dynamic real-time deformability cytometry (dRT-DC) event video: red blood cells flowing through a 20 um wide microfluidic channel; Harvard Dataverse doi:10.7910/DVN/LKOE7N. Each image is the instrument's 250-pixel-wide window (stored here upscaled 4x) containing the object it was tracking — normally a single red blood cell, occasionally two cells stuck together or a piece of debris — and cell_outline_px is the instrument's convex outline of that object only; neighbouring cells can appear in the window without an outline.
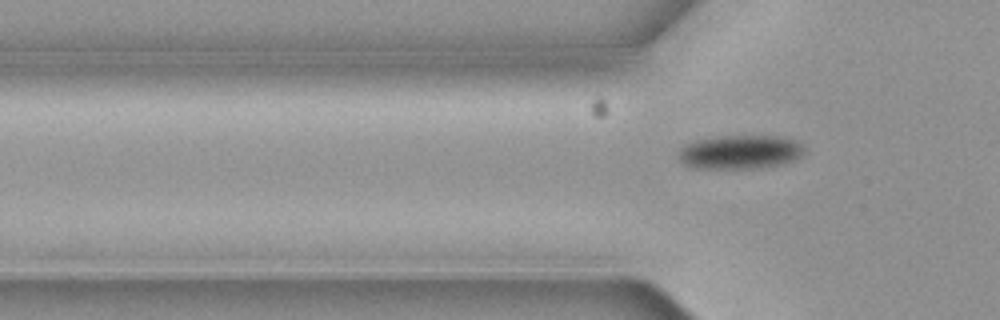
{"species": "common noctule bat (a hibernating species)", "species_latin": "Nyctalus noctula", "temperature_condition": "cold", "stored_images_in_passage": 4, "camera_frame_rate_fps": 3000, "um_per_image_px": 0.085, "animal": {"sex": "female", "body_mass_g": 19.3, "forearm_length_mm": 54.1}, "frame": {"image": 1, "passage_image": 4, "time_ms": 1.0, "image_size_px": [1000, 320], "cell_outline_px": [[804, 152], [796, 160], [780, 164], [748, 168], [692, 168], [684, 164], [680, 160], [680, 148], [684, 144], [696, 140], [716, 136], [784, 136], [796, 140], [804, 148]], "centroid_in_image_um": [62.9, 12.9], "position_along_channel_um": 62.9, "area_um2": 24.8}}